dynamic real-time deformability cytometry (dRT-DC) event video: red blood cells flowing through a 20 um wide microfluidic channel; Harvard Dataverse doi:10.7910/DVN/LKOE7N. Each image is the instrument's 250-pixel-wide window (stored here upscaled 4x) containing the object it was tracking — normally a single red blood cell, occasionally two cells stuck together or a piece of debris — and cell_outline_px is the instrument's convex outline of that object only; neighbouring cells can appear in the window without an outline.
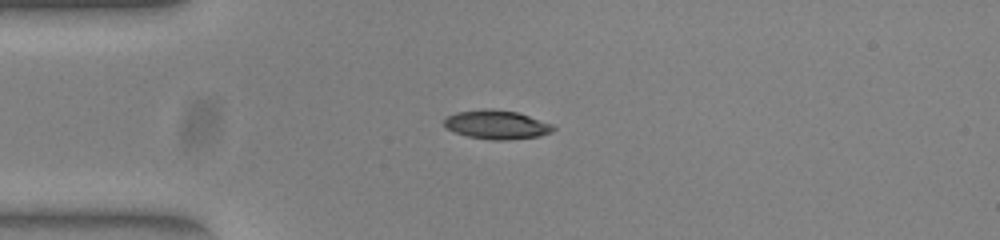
{"species": "common noctule bat (a hibernating species)", "species_latin": "Nyctalus noctula", "temperature_condition": "warm", "stored_images_in_passage": 51, "camera_frame_rate_fps": 3000, "um_per_image_px": 0.085, "animal": {"sex": "female", "body_mass_g": 23.0, "forearm_length_mm": 53.4}, "frame": {"image": 1, "passage_image": 12, "time_ms": 3.667, "image_size_px": [1000, 240], "cell_outline_px": [[556, 128], [552, 132], [540, 136], [504, 140], [492, 140], [468, 136], [456, 132], [448, 128], [444, 124], [444, 120], [448, 116], [456, 112], [492, 108], [516, 112], [552, 124]], "centroid_in_image_um": [42.24, 10.6], "position_along_channel_um": 42.8, "area_um2": 18.09}}
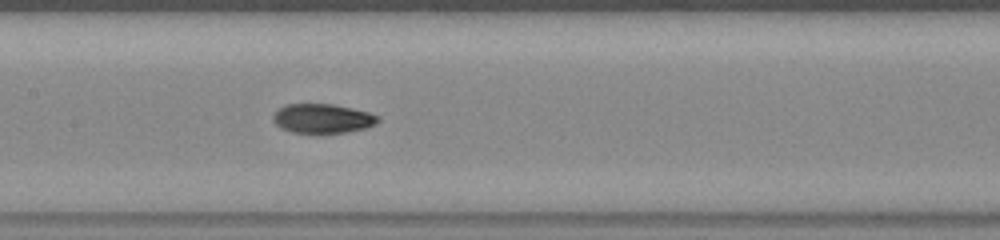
{"frame": {"image": 2, "passage_image": 24, "time_ms": 7.667, "image_size_px": [1000, 240], "cell_outline_px": [[380, 120], [376, 124], [364, 128], [344, 132], [292, 132], [280, 128], [272, 120], [272, 116], [284, 104], [332, 104], [368, 112], [380, 116]], "centroid_in_image_um": [27.4, 10.06], "position_along_channel_um": 180.0, "area_um2": 17.69}}
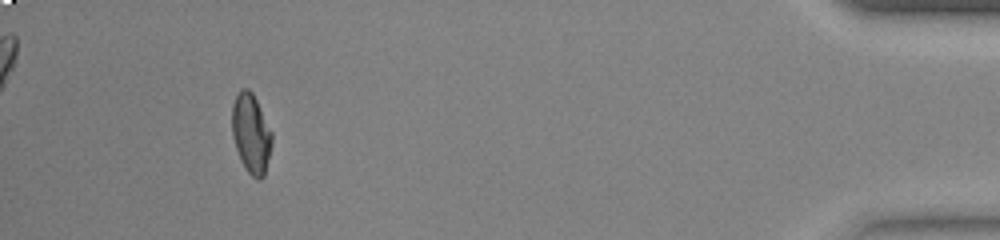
{"frame": {"image": 3, "passage_image": 47, "time_ms": 15.333, "image_size_px": [1000, 240], "cell_outline_px": [[272, 144], [264, 176], [260, 180], [256, 180], [248, 172], [240, 160], [232, 136], [232, 104], [240, 88], [248, 88], [252, 92], [272, 132]], "centroid_in_image_um": [21.33, 11.36], "position_along_channel_um": 413.9, "area_um2": 18.5}, "authors_computed_cell_mechanics": {"area_um2": 18.3226, "velocity_mm_per_s": 3.9496, "shape_relaxation_time_tau1_ms": 9.1615, "shape_relaxation_time_tau2_ms": 1.6584, "deformation_change_tau1": 0.286, "deformation_change_tau2": 0.0539}}